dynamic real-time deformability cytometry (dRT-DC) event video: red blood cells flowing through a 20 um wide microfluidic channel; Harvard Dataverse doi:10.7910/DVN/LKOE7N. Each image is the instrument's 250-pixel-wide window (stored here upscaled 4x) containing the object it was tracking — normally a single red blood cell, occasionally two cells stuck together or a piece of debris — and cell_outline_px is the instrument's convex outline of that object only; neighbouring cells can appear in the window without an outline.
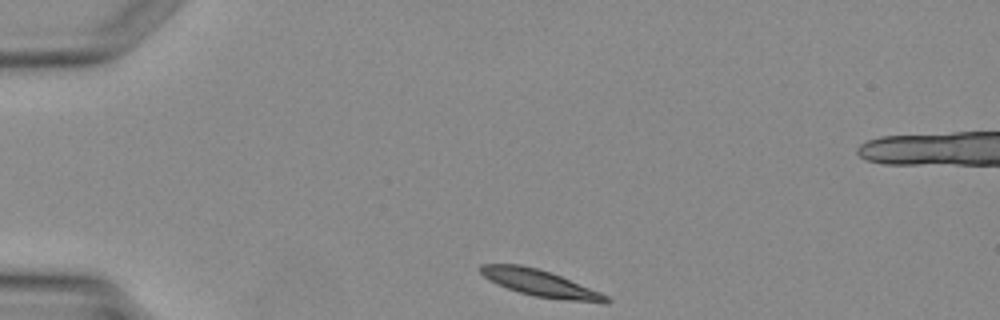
{"species": "Egyptian fruit bat (a non-hibernating species)", "species_latin": "Rousettus aegyptiacus", "temperature_condition": "warm", "stored_images_in_passage": 3, "segment_of_instrument_passage": [2, 2], "camera_frame_rate_fps": 3000, "um_per_image_px": 0.085, "animal": {"sex": "female"}, "frame": {"image": 1, "passage_image": 3, "time_ms": 3.333, "image_size_px": [1000, 320], "cell_outline_px": [[612, 300], [608, 304], [604, 304], [532, 296], [508, 288], [484, 276], [480, 272], [480, 264], [520, 264], [536, 268], [560, 276], [600, 292], [608, 296]], "centroid_in_image_um": [45.99, 24.09], "position_along_channel_um": 39.0, "area_um2": 19.13}}